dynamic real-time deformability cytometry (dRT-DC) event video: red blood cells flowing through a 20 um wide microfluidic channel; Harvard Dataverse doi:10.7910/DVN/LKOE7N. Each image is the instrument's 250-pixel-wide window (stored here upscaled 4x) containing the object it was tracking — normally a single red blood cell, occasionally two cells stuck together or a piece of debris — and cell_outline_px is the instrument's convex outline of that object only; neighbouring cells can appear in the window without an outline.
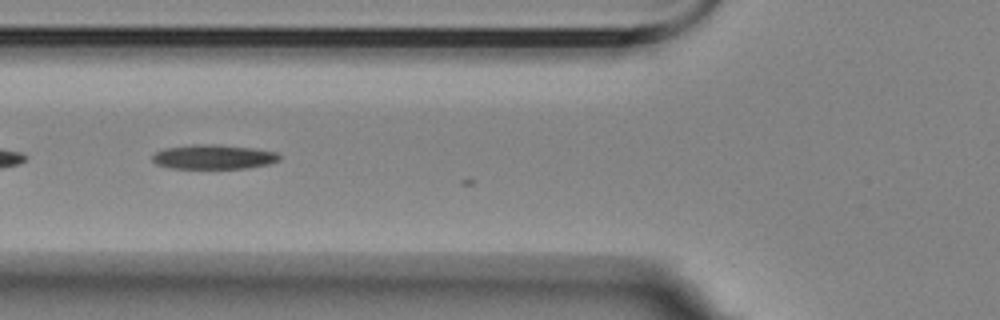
{"species": "Egyptian fruit bat (a non-hibernating species)", "species_latin": "Rousettus aegyptiacus", "temperature_condition": "room temperature", "stored_images_in_passage": 4, "camera_frame_rate_fps": 3000, "um_per_image_px": 0.085, "animal": {"sex": "female"}, "frame": {"image": 1, "passage_image": 2, "time_ms": 0.333, "image_size_px": [1000, 320], "cell_outline_px": [[280, 160], [268, 164], [248, 168], [172, 168], [156, 164], [152, 160], [152, 156], [156, 152], [164, 148], [192, 144], [220, 144], [252, 148], [276, 152], [280, 156]], "centroid_in_image_um": [18.14, 13.32], "position_along_channel_um": 107.7, "area_um2": 18.15}}